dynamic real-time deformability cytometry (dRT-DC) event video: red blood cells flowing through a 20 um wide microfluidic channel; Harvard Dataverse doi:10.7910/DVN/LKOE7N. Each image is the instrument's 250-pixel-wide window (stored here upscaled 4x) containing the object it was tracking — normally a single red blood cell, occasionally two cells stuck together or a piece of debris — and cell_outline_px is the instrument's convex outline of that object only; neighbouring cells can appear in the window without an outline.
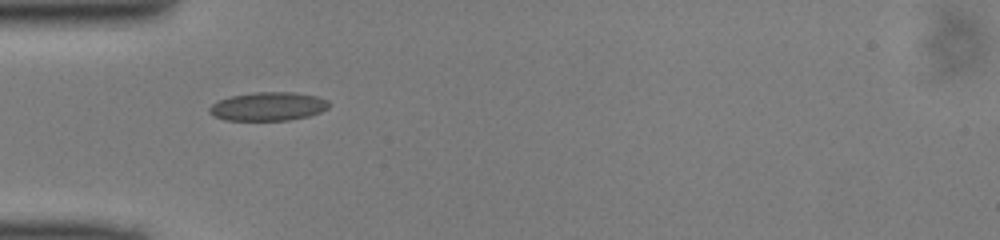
{"species": "common noctule bat (a hibernating species)", "species_latin": "Nyctalus noctula", "temperature_condition": "cold", "stored_images_in_passage": 35, "camera_frame_rate_fps": 3000, "um_per_image_px": 0.085, "animal": {"sex": "male", "body_mass_g": 13.0, "forearm_length_mm": 53.1}, "frame": {"image": 1, "passage_image": 1, "time_ms": 0.0, "image_size_px": [1000, 240], "cell_outline_px": [[332, 104], [328, 108], [320, 112], [308, 116], [288, 120], [224, 120], [208, 112], [208, 108], [212, 104], [220, 100], [232, 96], [256, 92], [292, 92], [316, 96], [328, 100]], "centroid_in_image_um": [22.82, 9.04], "position_along_channel_um": 62.2, "area_um2": 19.83}}
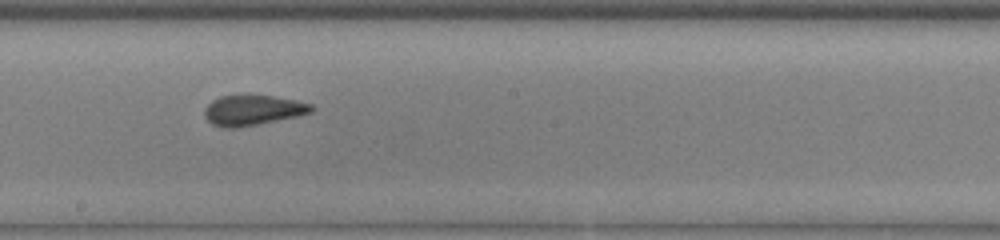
{"frame": {"image": 2, "passage_image": 13, "time_ms": 4.0, "image_size_px": [1000, 240], "cell_outline_px": [[316, 108], [312, 112], [296, 116], [236, 128], [224, 128], [212, 124], [204, 116], [204, 108], [212, 100], [220, 96], [272, 96], [296, 100], [312, 104]], "centroid_in_image_um": [21.48, 9.37], "position_along_channel_um": 226.7, "area_um2": 18.61}}
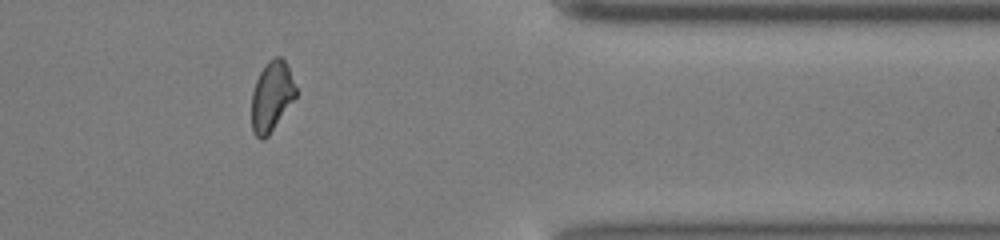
{"frame": {"image": 3, "passage_image": 26, "time_ms": 8.333, "image_size_px": [1000, 240], "cell_outline_px": [[296, 96], [268, 136], [264, 140], [260, 140], [252, 132], [252, 92], [256, 80], [260, 72], [268, 60], [276, 56], [280, 56], [284, 60], [288, 68], [296, 88]], "centroid_in_image_um": [23.07, 8.2], "position_along_channel_um": 388.3, "area_um2": 17.86}}